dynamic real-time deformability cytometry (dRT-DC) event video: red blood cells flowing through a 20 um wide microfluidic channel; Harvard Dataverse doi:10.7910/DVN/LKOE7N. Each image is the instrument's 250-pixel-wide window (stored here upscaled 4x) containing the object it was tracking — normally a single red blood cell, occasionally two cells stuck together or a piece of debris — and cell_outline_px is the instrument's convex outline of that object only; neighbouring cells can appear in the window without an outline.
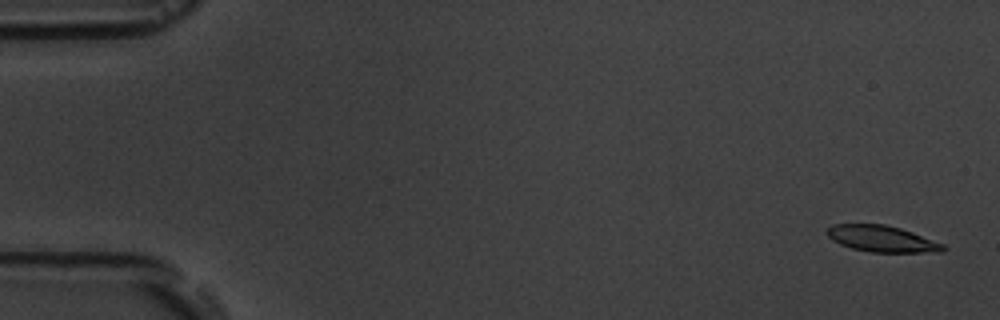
{"species": "common noctule bat (a hibernating species)", "species_latin": "Nyctalus noctula", "temperature_condition": "room temperature", "stored_images_in_passage": 5, "camera_frame_rate_fps": 3000, "um_per_image_px": 0.085, "animal": {"sex": "male", "body_mass_g": 19.5, "forearm_length_mm": 54.6}, "frame": {"image": 1, "passage_image": 1, "time_ms": 0.0, "image_size_px": [1000, 320], "cell_outline_px": [[948, 248], [944, 252], [872, 252], [852, 248], [840, 244], [832, 240], [828, 236], [828, 228], [832, 224], [884, 224], [900, 228], [912, 232], [944, 244]], "centroid_in_image_um": [75.0, 20.3], "position_along_channel_um": 10.0, "area_um2": 17.74}}
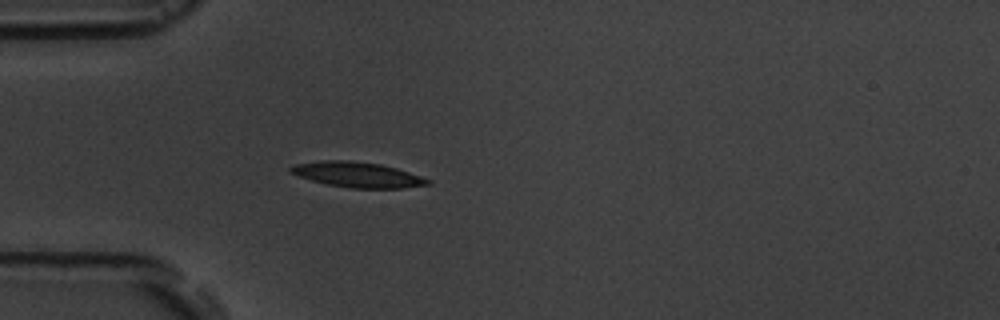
{"frame": {"image": 2, "passage_image": 5, "time_ms": 4.667, "image_size_px": [1000, 320], "cell_outline_px": [[432, 184], [404, 188], [348, 188], [328, 184], [312, 180], [288, 172], [288, 168], [292, 164], [324, 160], [348, 160], [380, 164], [396, 168], [432, 180]], "centroid_in_image_um": [30.37, 14.84], "position_along_channel_um": 54.6, "area_um2": 20.23}}